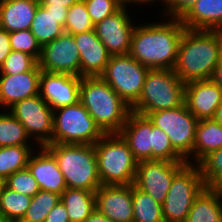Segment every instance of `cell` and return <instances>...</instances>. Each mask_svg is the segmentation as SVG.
I'll return each mask as SVG.
<instances>
[{"label":"cell","instance_id":"cell-15","mask_svg":"<svg viewBox=\"0 0 222 222\" xmlns=\"http://www.w3.org/2000/svg\"><path fill=\"white\" fill-rule=\"evenodd\" d=\"M80 76L41 71L39 94L53 109L73 105L80 98Z\"/></svg>","mask_w":222,"mask_h":222},{"label":"cell","instance_id":"cell-40","mask_svg":"<svg viewBox=\"0 0 222 222\" xmlns=\"http://www.w3.org/2000/svg\"><path fill=\"white\" fill-rule=\"evenodd\" d=\"M198 0H164L163 17L181 19ZM165 9V10H164ZM165 13V14H164Z\"/></svg>","mask_w":222,"mask_h":222},{"label":"cell","instance_id":"cell-1","mask_svg":"<svg viewBox=\"0 0 222 222\" xmlns=\"http://www.w3.org/2000/svg\"><path fill=\"white\" fill-rule=\"evenodd\" d=\"M136 25L129 55L149 69H173L185 26L181 19Z\"/></svg>","mask_w":222,"mask_h":222},{"label":"cell","instance_id":"cell-50","mask_svg":"<svg viewBox=\"0 0 222 222\" xmlns=\"http://www.w3.org/2000/svg\"><path fill=\"white\" fill-rule=\"evenodd\" d=\"M4 185H5V180L0 178V196H1V191H2Z\"/></svg>","mask_w":222,"mask_h":222},{"label":"cell","instance_id":"cell-41","mask_svg":"<svg viewBox=\"0 0 222 222\" xmlns=\"http://www.w3.org/2000/svg\"><path fill=\"white\" fill-rule=\"evenodd\" d=\"M44 222H70L65 205L60 200L46 216Z\"/></svg>","mask_w":222,"mask_h":222},{"label":"cell","instance_id":"cell-22","mask_svg":"<svg viewBox=\"0 0 222 222\" xmlns=\"http://www.w3.org/2000/svg\"><path fill=\"white\" fill-rule=\"evenodd\" d=\"M38 6L36 0H0V27L9 33L30 29Z\"/></svg>","mask_w":222,"mask_h":222},{"label":"cell","instance_id":"cell-18","mask_svg":"<svg viewBox=\"0 0 222 222\" xmlns=\"http://www.w3.org/2000/svg\"><path fill=\"white\" fill-rule=\"evenodd\" d=\"M41 71L37 64L18 75H0V108L8 110L17 102L38 95Z\"/></svg>","mask_w":222,"mask_h":222},{"label":"cell","instance_id":"cell-31","mask_svg":"<svg viewBox=\"0 0 222 222\" xmlns=\"http://www.w3.org/2000/svg\"><path fill=\"white\" fill-rule=\"evenodd\" d=\"M32 197L3 186L0 196V217L12 222H20L31 203Z\"/></svg>","mask_w":222,"mask_h":222},{"label":"cell","instance_id":"cell-24","mask_svg":"<svg viewBox=\"0 0 222 222\" xmlns=\"http://www.w3.org/2000/svg\"><path fill=\"white\" fill-rule=\"evenodd\" d=\"M185 222H222V188L205 187L195 198Z\"/></svg>","mask_w":222,"mask_h":222},{"label":"cell","instance_id":"cell-28","mask_svg":"<svg viewBox=\"0 0 222 222\" xmlns=\"http://www.w3.org/2000/svg\"><path fill=\"white\" fill-rule=\"evenodd\" d=\"M133 222H165L162 204L132 184Z\"/></svg>","mask_w":222,"mask_h":222},{"label":"cell","instance_id":"cell-29","mask_svg":"<svg viewBox=\"0 0 222 222\" xmlns=\"http://www.w3.org/2000/svg\"><path fill=\"white\" fill-rule=\"evenodd\" d=\"M36 146L0 147V178L6 180L16 171L26 168L34 152L32 149H39Z\"/></svg>","mask_w":222,"mask_h":222},{"label":"cell","instance_id":"cell-38","mask_svg":"<svg viewBox=\"0 0 222 222\" xmlns=\"http://www.w3.org/2000/svg\"><path fill=\"white\" fill-rule=\"evenodd\" d=\"M10 45L13 51L24 52L33 56L37 61L41 55V46L30 29L10 33Z\"/></svg>","mask_w":222,"mask_h":222},{"label":"cell","instance_id":"cell-48","mask_svg":"<svg viewBox=\"0 0 222 222\" xmlns=\"http://www.w3.org/2000/svg\"><path fill=\"white\" fill-rule=\"evenodd\" d=\"M121 3H122V5H131L132 6V4H136V6L138 5V7H139V4H142V0H119ZM138 3V4H137Z\"/></svg>","mask_w":222,"mask_h":222},{"label":"cell","instance_id":"cell-11","mask_svg":"<svg viewBox=\"0 0 222 222\" xmlns=\"http://www.w3.org/2000/svg\"><path fill=\"white\" fill-rule=\"evenodd\" d=\"M7 111L20 121L38 147L52 144L53 109L40 94L17 102Z\"/></svg>","mask_w":222,"mask_h":222},{"label":"cell","instance_id":"cell-33","mask_svg":"<svg viewBox=\"0 0 222 222\" xmlns=\"http://www.w3.org/2000/svg\"><path fill=\"white\" fill-rule=\"evenodd\" d=\"M197 165L205 187L222 188V147L210 152Z\"/></svg>","mask_w":222,"mask_h":222},{"label":"cell","instance_id":"cell-12","mask_svg":"<svg viewBox=\"0 0 222 222\" xmlns=\"http://www.w3.org/2000/svg\"><path fill=\"white\" fill-rule=\"evenodd\" d=\"M187 162H170L166 160H143L137 164L134 185L163 204L174 176Z\"/></svg>","mask_w":222,"mask_h":222},{"label":"cell","instance_id":"cell-32","mask_svg":"<svg viewBox=\"0 0 222 222\" xmlns=\"http://www.w3.org/2000/svg\"><path fill=\"white\" fill-rule=\"evenodd\" d=\"M60 201V194L40 190L36 193L20 222H44L46 216Z\"/></svg>","mask_w":222,"mask_h":222},{"label":"cell","instance_id":"cell-13","mask_svg":"<svg viewBox=\"0 0 222 222\" xmlns=\"http://www.w3.org/2000/svg\"><path fill=\"white\" fill-rule=\"evenodd\" d=\"M127 6L122 5L115 13L94 25L97 37L110 55L129 54L131 37L136 25L131 17L132 13L129 14L127 11Z\"/></svg>","mask_w":222,"mask_h":222},{"label":"cell","instance_id":"cell-36","mask_svg":"<svg viewBox=\"0 0 222 222\" xmlns=\"http://www.w3.org/2000/svg\"><path fill=\"white\" fill-rule=\"evenodd\" d=\"M37 64L33 56L12 50L0 67V75H18L31 71Z\"/></svg>","mask_w":222,"mask_h":222},{"label":"cell","instance_id":"cell-21","mask_svg":"<svg viewBox=\"0 0 222 222\" xmlns=\"http://www.w3.org/2000/svg\"><path fill=\"white\" fill-rule=\"evenodd\" d=\"M119 134L138 162L152 160V121L148 116L131 111Z\"/></svg>","mask_w":222,"mask_h":222},{"label":"cell","instance_id":"cell-17","mask_svg":"<svg viewBox=\"0 0 222 222\" xmlns=\"http://www.w3.org/2000/svg\"><path fill=\"white\" fill-rule=\"evenodd\" d=\"M188 110L200 121L213 119L222 103V90L211 79L185 83V100Z\"/></svg>","mask_w":222,"mask_h":222},{"label":"cell","instance_id":"cell-4","mask_svg":"<svg viewBox=\"0 0 222 222\" xmlns=\"http://www.w3.org/2000/svg\"><path fill=\"white\" fill-rule=\"evenodd\" d=\"M45 148L56 159L67 188L95 192L102 185L94 145L54 143Z\"/></svg>","mask_w":222,"mask_h":222},{"label":"cell","instance_id":"cell-37","mask_svg":"<svg viewBox=\"0 0 222 222\" xmlns=\"http://www.w3.org/2000/svg\"><path fill=\"white\" fill-rule=\"evenodd\" d=\"M5 185L18 193L33 197L40 191L36 179L28 167L16 171L5 180Z\"/></svg>","mask_w":222,"mask_h":222},{"label":"cell","instance_id":"cell-9","mask_svg":"<svg viewBox=\"0 0 222 222\" xmlns=\"http://www.w3.org/2000/svg\"><path fill=\"white\" fill-rule=\"evenodd\" d=\"M150 69L126 55H111L100 77L132 107L141 95Z\"/></svg>","mask_w":222,"mask_h":222},{"label":"cell","instance_id":"cell-51","mask_svg":"<svg viewBox=\"0 0 222 222\" xmlns=\"http://www.w3.org/2000/svg\"><path fill=\"white\" fill-rule=\"evenodd\" d=\"M0 222H12V221H9V220H7V219H5V218H1V217H0Z\"/></svg>","mask_w":222,"mask_h":222},{"label":"cell","instance_id":"cell-26","mask_svg":"<svg viewBox=\"0 0 222 222\" xmlns=\"http://www.w3.org/2000/svg\"><path fill=\"white\" fill-rule=\"evenodd\" d=\"M66 207L70 222H83L95 208V192L66 188L60 195Z\"/></svg>","mask_w":222,"mask_h":222},{"label":"cell","instance_id":"cell-5","mask_svg":"<svg viewBox=\"0 0 222 222\" xmlns=\"http://www.w3.org/2000/svg\"><path fill=\"white\" fill-rule=\"evenodd\" d=\"M94 147L102 185L134 183L138 161L119 133L105 134Z\"/></svg>","mask_w":222,"mask_h":222},{"label":"cell","instance_id":"cell-42","mask_svg":"<svg viewBox=\"0 0 222 222\" xmlns=\"http://www.w3.org/2000/svg\"><path fill=\"white\" fill-rule=\"evenodd\" d=\"M11 51L10 33L0 27V67Z\"/></svg>","mask_w":222,"mask_h":222},{"label":"cell","instance_id":"cell-49","mask_svg":"<svg viewBox=\"0 0 222 222\" xmlns=\"http://www.w3.org/2000/svg\"><path fill=\"white\" fill-rule=\"evenodd\" d=\"M156 1H161V3H163L164 2V0H142V6H144V4H146V5H148L147 3H149V5L151 4V3H155Z\"/></svg>","mask_w":222,"mask_h":222},{"label":"cell","instance_id":"cell-3","mask_svg":"<svg viewBox=\"0 0 222 222\" xmlns=\"http://www.w3.org/2000/svg\"><path fill=\"white\" fill-rule=\"evenodd\" d=\"M79 101L105 134L119 133L131 112L100 76L81 77Z\"/></svg>","mask_w":222,"mask_h":222},{"label":"cell","instance_id":"cell-43","mask_svg":"<svg viewBox=\"0 0 222 222\" xmlns=\"http://www.w3.org/2000/svg\"><path fill=\"white\" fill-rule=\"evenodd\" d=\"M42 7H67L68 9L79 0H36Z\"/></svg>","mask_w":222,"mask_h":222},{"label":"cell","instance_id":"cell-30","mask_svg":"<svg viewBox=\"0 0 222 222\" xmlns=\"http://www.w3.org/2000/svg\"><path fill=\"white\" fill-rule=\"evenodd\" d=\"M30 140L26 129L20 121L10 112L2 110V112H0V147L33 146L35 143L32 142L33 140Z\"/></svg>","mask_w":222,"mask_h":222},{"label":"cell","instance_id":"cell-44","mask_svg":"<svg viewBox=\"0 0 222 222\" xmlns=\"http://www.w3.org/2000/svg\"><path fill=\"white\" fill-rule=\"evenodd\" d=\"M213 82H215L222 90V56L214 68L213 74L210 78Z\"/></svg>","mask_w":222,"mask_h":222},{"label":"cell","instance_id":"cell-2","mask_svg":"<svg viewBox=\"0 0 222 222\" xmlns=\"http://www.w3.org/2000/svg\"><path fill=\"white\" fill-rule=\"evenodd\" d=\"M222 56V31L185 29L173 71L182 82L210 79Z\"/></svg>","mask_w":222,"mask_h":222},{"label":"cell","instance_id":"cell-35","mask_svg":"<svg viewBox=\"0 0 222 222\" xmlns=\"http://www.w3.org/2000/svg\"><path fill=\"white\" fill-rule=\"evenodd\" d=\"M90 30H94V24L89 16L84 1L79 0L68 9L64 31L75 35Z\"/></svg>","mask_w":222,"mask_h":222},{"label":"cell","instance_id":"cell-19","mask_svg":"<svg viewBox=\"0 0 222 222\" xmlns=\"http://www.w3.org/2000/svg\"><path fill=\"white\" fill-rule=\"evenodd\" d=\"M73 36L80 54V77L100 76L111 55L97 37L95 30Z\"/></svg>","mask_w":222,"mask_h":222},{"label":"cell","instance_id":"cell-47","mask_svg":"<svg viewBox=\"0 0 222 222\" xmlns=\"http://www.w3.org/2000/svg\"><path fill=\"white\" fill-rule=\"evenodd\" d=\"M213 119L222 125V103L217 107Z\"/></svg>","mask_w":222,"mask_h":222},{"label":"cell","instance_id":"cell-39","mask_svg":"<svg viewBox=\"0 0 222 222\" xmlns=\"http://www.w3.org/2000/svg\"><path fill=\"white\" fill-rule=\"evenodd\" d=\"M93 24L115 13L122 3L119 0H83Z\"/></svg>","mask_w":222,"mask_h":222},{"label":"cell","instance_id":"cell-27","mask_svg":"<svg viewBox=\"0 0 222 222\" xmlns=\"http://www.w3.org/2000/svg\"><path fill=\"white\" fill-rule=\"evenodd\" d=\"M67 17H55L42 6H38L35 12L30 31L36 41L42 47L62 35Z\"/></svg>","mask_w":222,"mask_h":222},{"label":"cell","instance_id":"cell-8","mask_svg":"<svg viewBox=\"0 0 222 222\" xmlns=\"http://www.w3.org/2000/svg\"><path fill=\"white\" fill-rule=\"evenodd\" d=\"M205 188L201 170L196 164H186L173 178L162 204L165 222H185L195 198Z\"/></svg>","mask_w":222,"mask_h":222},{"label":"cell","instance_id":"cell-25","mask_svg":"<svg viewBox=\"0 0 222 222\" xmlns=\"http://www.w3.org/2000/svg\"><path fill=\"white\" fill-rule=\"evenodd\" d=\"M221 147L222 125L214 119L198 121L192 151V164L197 165L210 152L218 150Z\"/></svg>","mask_w":222,"mask_h":222},{"label":"cell","instance_id":"cell-23","mask_svg":"<svg viewBox=\"0 0 222 222\" xmlns=\"http://www.w3.org/2000/svg\"><path fill=\"white\" fill-rule=\"evenodd\" d=\"M181 22L187 29L222 31V0H198Z\"/></svg>","mask_w":222,"mask_h":222},{"label":"cell","instance_id":"cell-45","mask_svg":"<svg viewBox=\"0 0 222 222\" xmlns=\"http://www.w3.org/2000/svg\"><path fill=\"white\" fill-rule=\"evenodd\" d=\"M83 222H112L105 215L99 213L96 209Z\"/></svg>","mask_w":222,"mask_h":222},{"label":"cell","instance_id":"cell-7","mask_svg":"<svg viewBox=\"0 0 222 222\" xmlns=\"http://www.w3.org/2000/svg\"><path fill=\"white\" fill-rule=\"evenodd\" d=\"M52 144L94 145L105 133L81 102L53 110Z\"/></svg>","mask_w":222,"mask_h":222},{"label":"cell","instance_id":"cell-34","mask_svg":"<svg viewBox=\"0 0 222 222\" xmlns=\"http://www.w3.org/2000/svg\"><path fill=\"white\" fill-rule=\"evenodd\" d=\"M152 160L186 162L173 148L169 136L152 122Z\"/></svg>","mask_w":222,"mask_h":222},{"label":"cell","instance_id":"cell-14","mask_svg":"<svg viewBox=\"0 0 222 222\" xmlns=\"http://www.w3.org/2000/svg\"><path fill=\"white\" fill-rule=\"evenodd\" d=\"M41 70L80 76V54L72 34L64 32L41 47L38 60Z\"/></svg>","mask_w":222,"mask_h":222},{"label":"cell","instance_id":"cell-16","mask_svg":"<svg viewBox=\"0 0 222 222\" xmlns=\"http://www.w3.org/2000/svg\"><path fill=\"white\" fill-rule=\"evenodd\" d=\"M95 208L112 222H133L132 184L101 185L95 191Z\"/></svg>","mask_w":222,"mask_h":222},{"label":"cell","instance_id":"cell-10","mask_svg":"<svg viewBox=\"0 0 222 222\" xmlns=\"http://www.w3.org/2000/svg\"><path fill=\"white\" fill-rule=\"evenodd\" d=\"M148 117L169 136L173 148L186 162L192 164V151L199 120L188 110L185 102L173 109L152 112Z\"/></svg>","mask_w":222,"mask_h":222},{"label":"cell","instance_id":"cell-20","mask_svg":"<svg viewBox=\"0 0 222 222\" xmlns=\"http://www.w3.org/2000/svg\"><path fill=\"white\" fill-rule=\"evenodd\" d=\"M31 154L28 169L36 179L40 190L62 194L67 188L63 173L54 156L45 148L39 147ZM38 152V153H37Z\"/></svg>","mask_w":222,"mask_h":222},{"label":"cell","instance_id":"cell-6","mask_svg":"<svg viewBox=\"0 0 222 222\" xmlns=\"http://www.w3.org/2000/svg\"><path fill=\"white\" fill-rule=\"evenodd\" d=\"M185 100V83L173 69H150L138 101L131 111L148 116L152 112L173 109Z\"/></svg>","mask_w":222,"mask_h":222},{"label":"cell","instance_id":"cell-46","mask_svg":"<svg viewBox=\"0 0 222 222\" xmlns=\"http://www.w3.org/2000/svg\"><path fill=\"white\" fill-rule=\"evenodd\" d=\"M47 12H50L55 17H67V7H43Z\"/></svg>","mask_w":222,"mask_h":222}]
</instances>
